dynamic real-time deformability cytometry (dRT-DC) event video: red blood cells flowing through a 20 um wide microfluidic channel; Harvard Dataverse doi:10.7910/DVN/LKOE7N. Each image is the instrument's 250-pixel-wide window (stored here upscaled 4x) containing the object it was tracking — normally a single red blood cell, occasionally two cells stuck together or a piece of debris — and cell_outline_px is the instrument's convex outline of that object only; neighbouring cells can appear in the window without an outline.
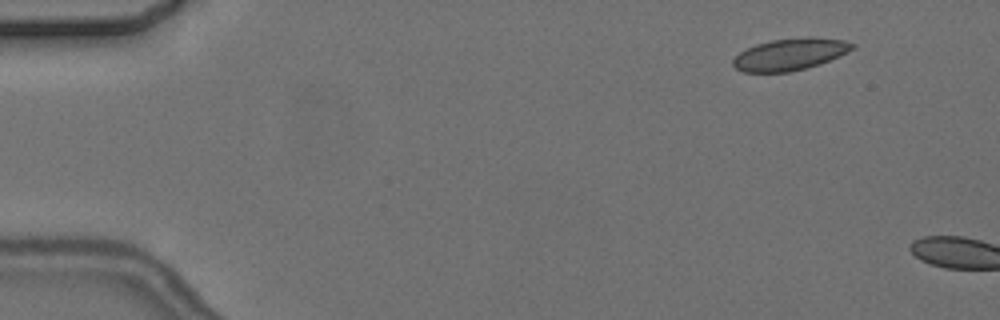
{"species": "common noctule bat (a hibernating species)", "species_latin": "Nyctalus noctula", "temperature_condition": "cold", "stored_images_in_passage": 2, "camera_frame_rate_fps": 3000, "um_per_image_px": 0.085, "animal": {"sex": "female", "body_mass_g": 24.6, "forearm_length_mm": 56.2}, "frame": {"image": 1, "passage_image": 1, "time_ms": 0.0, "image_size_px": [1000, 320], "cell_outline_px": [[856, 48], [848, 52], [820, 64], [808, 68], [788, 72], [744, 72], [736, 68], [732, 64], [732, 60], [740, 52], [756, 44], [772, 40], [804, 36], [812, 36], [844, 40], [856, 44]], "centroid_in_image_um": [67.2, 4.6], "position_along_channel_um": 17.8, "area_um2": 22.37}}